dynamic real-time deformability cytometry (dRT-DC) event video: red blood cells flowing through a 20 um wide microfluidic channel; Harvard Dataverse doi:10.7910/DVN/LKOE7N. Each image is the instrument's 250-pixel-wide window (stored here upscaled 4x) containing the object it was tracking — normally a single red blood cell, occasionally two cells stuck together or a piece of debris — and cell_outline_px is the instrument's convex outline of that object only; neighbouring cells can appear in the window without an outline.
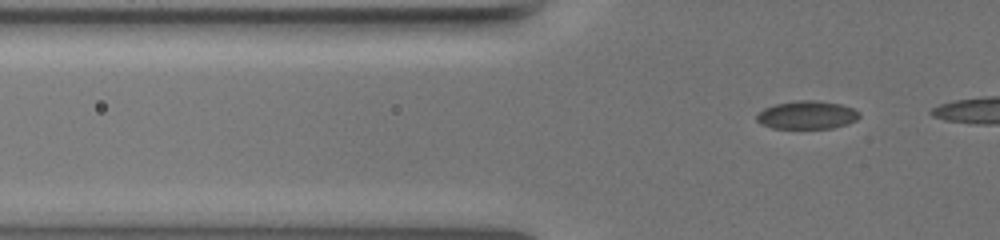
{"species": "common noctule bat (a hibernating species)", "species_latin": "Nyctalus noctula", "temperature_condition": "warm", "stored_images_in_passage": 25, "camera_frame_rate_fps": 3000, "um_per_image_px": 0.085, "animal": {"sex": "female", "body_mass_g": 19.5, "forearm_length_mm": 54.1}, "frame": {"image": 1, "passage_image": 5, "time_ms": 1.333, "image_size_px": [1000, 240], "cell_outline_px": [[860, 116], [856, 120], [848, 124], [832, 128], [772, 128], [760, 124], [756, 120], [756, 116], [764, 108], [776, 104], [800, 100], [812, 100], [840, 104], [852, 108], [860, 112]], "centroid_in_image_um": [68.6, 9.78], "position_along_channel_um": 57.2, "area_um2": 16.76}}
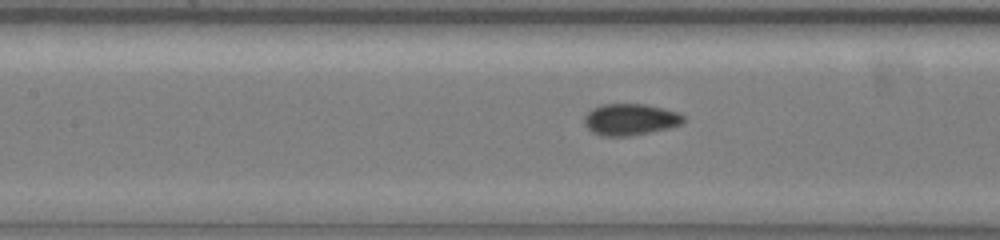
{"frame": {"image": 2, "passage_image": 15, "time_ms": 4.667, "image_size_px": [1000, 240], "cell_outline_px": [[684, 120], [680, 124], [668, 128], [632, 136], [600, 136], [592, 132], [584, 124], [584, 116], [592, 108], [604, 104], [644, 104], [676, 112], [684, 116]], "centroid_in_image_um": [53.52, 10.16], "position_along_channel_um": 153.9, "area_um2": 18.09}}
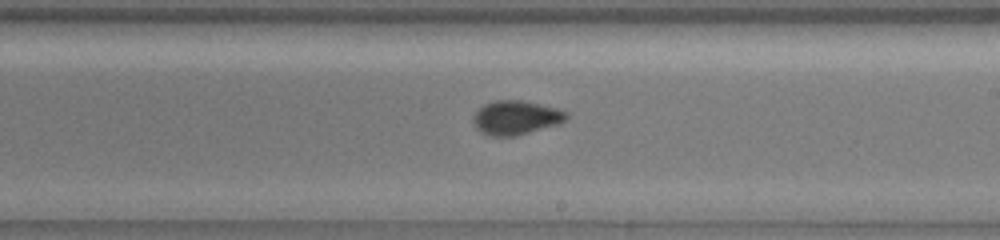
{"frame": {"image": 3, "passage_image": 23, "time_ms": 7.333, "image_size_px": [1000, 240], "cell_outline_px": [[568, 116], [560, 124], [516, 136], [488, 136], [480, 132], [476, 128], [472, 120], [472, 116], [484, 104], [496, 100], [520, 100], [540, 104], [556, 108], [568, 112]], "centroid_in_image_um": [43.84, 10.01], "position_along_channel_um": 245.2, "area_um2": 18.61}}